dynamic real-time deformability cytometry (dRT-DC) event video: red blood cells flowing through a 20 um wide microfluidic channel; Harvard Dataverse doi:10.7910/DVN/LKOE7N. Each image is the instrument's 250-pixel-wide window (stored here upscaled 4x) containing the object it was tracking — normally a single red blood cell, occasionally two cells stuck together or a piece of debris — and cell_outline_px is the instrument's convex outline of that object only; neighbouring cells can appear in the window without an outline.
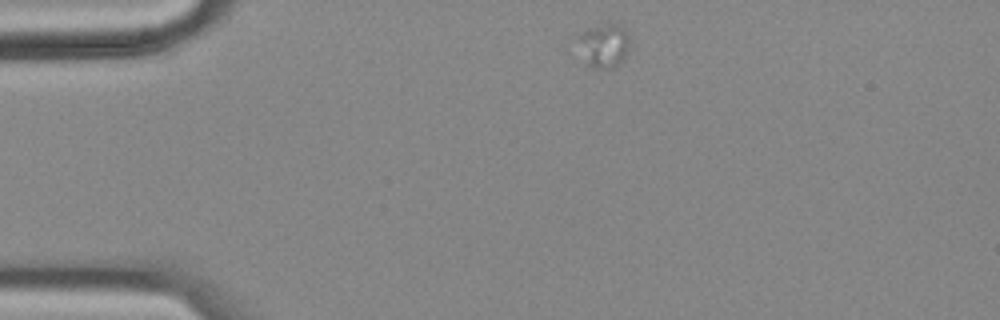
{"species": "common noctule bat (a hibernating species)", "species_latin": "Nyctalus noctula", "temperature_condition": "cold", "stored_images_in_passage": 47, "camera_frame_rate_fps": 3000, "um_per_image_px": 0.085, "animal": {"sex": "female", "body_mass_g": 18.4}, "frame": {"image": 1, "passage_image": 1, "time_ms": 0.0, "image_size_px": [1000, 320], "cell_outline_px": [[628, 52], [624, 60], [620, 64], [612, 68], [588, 68], [568, 36], [608, 20], [620, 24], [628, 32]], "centroid_in_image_um": [51.18, 3.81], "position_along_channel_um": 33.8, "area_um2": 14.91}}